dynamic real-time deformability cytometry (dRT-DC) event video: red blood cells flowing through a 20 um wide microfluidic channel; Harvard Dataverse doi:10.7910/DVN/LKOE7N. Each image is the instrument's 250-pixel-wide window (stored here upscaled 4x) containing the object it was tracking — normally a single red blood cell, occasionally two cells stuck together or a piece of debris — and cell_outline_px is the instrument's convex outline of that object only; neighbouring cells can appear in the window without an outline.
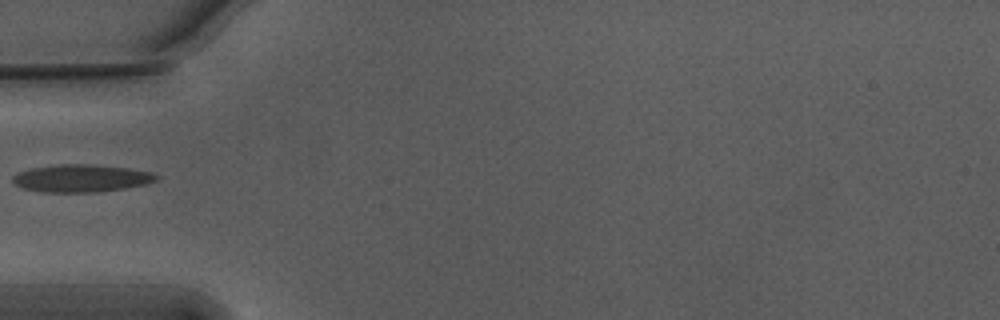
{"species": "Egyptian fruit bat (a non-hibernating species)", "species_latin": "Rousettus aegyptiacus", "temperature_condition": "warm", "stored_images_in_passage": 21, "camera_frame_rate_fps": 3000, "um_per_image_px": 0.085, "animal": {"sex": "male"}, "frame": {"image": 1, "passage_image": 1, "time_ms": 0.0, "image_size_px": [1000, 320], "cell_outline_px": [[160, 176], [156, 180], [148, 184], [124, 188], [92, 192], [44, 192], [24, 188], [16, 184], [12, 180], [12, 176], [20, 172], [32, 168], [52, 164], [92, 164], [128, 168], [148, 172]], "centroid_in_image_um": [6.91, 15.14], "position_along_channel_um": 78.1, "area_um2": 22.89}}